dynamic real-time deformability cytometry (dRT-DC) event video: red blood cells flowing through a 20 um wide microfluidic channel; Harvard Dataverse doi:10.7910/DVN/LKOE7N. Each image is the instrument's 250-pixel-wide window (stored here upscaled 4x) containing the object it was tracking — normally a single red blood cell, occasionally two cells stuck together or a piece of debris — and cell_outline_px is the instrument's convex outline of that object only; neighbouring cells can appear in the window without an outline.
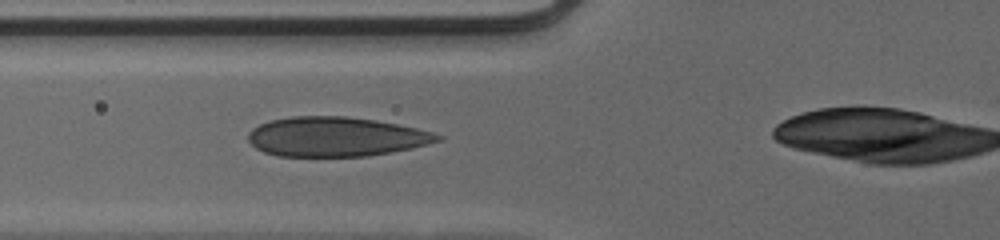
{"species": "human", "species_latin": "Homo sapiens", "temperature_condition": "cold", "stored_images_in_passage": 42, "camera_frame_rate_fps": 3000, "um_per_image_px": 0.085, "donor": {"sex": "male"}, "frame": {"image": 1, "passage_image": 16, "time_ms": 5.0, "image_size_px": [1000, 240], "cell_outline_px": [[444, 140], [412, 148], [368, 156], [280, 156], [264, 152], [256, 148], [248, 140], [248, 132], [252, 128], [268, 120], [292, 116], [348, 116], [376, 120], [416, 128], [432, 132], [444, 136]], "centroid_in_image_um": [28.55, 11.61], "position_along_channel_um": 97.3, "area_um2": 43.75}}
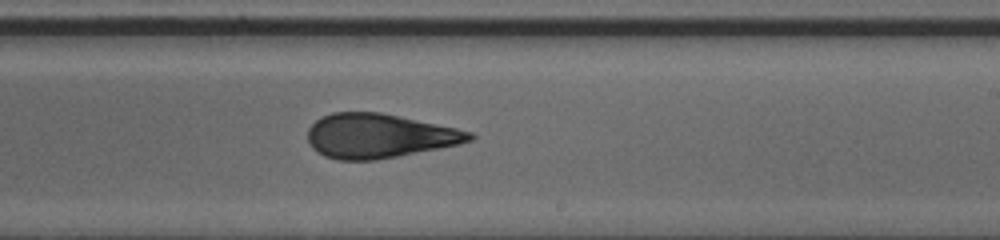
{"frame": {"image": 2, "passage_image": 28, "time_ms": 9.0, "image_size_px": [1000, 240], "cell_outline_px": [[476, 136], [472, 140], [460, 144], [376, 160], [336, 160], [324, 156], [316, 152], [308, 144], [308, 128], [320, 116], [332, 112], [380, 112], [456, 128], [472, 132]], "centroid_in_image_um": [32.18, 11.55], "position_along_channel_um": 256.8, "area_um2": 41.85}}
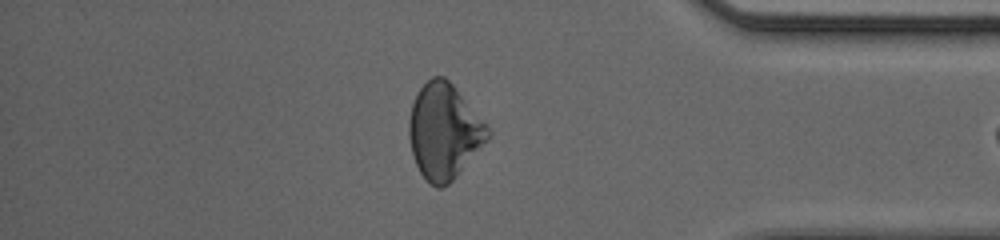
{"frame": {"image": 3, "passage_image": 40, "time_ms": 13.0, "image_size_px": [1000, 240], "cell_outline_px": [[488, 136], [452, 180], [448, 184], [440, 188], [436, 188], [428, 184], [420, 172], [412, 156], [408, 136], [408, 120], [412, 104], [420, 88], [432, 76], [444, 76], [456, 88], [488, 128]], "centroid_in_image_um": [37.66, 11.17], "position_along_channel_um": 397.5, "area_um2": 42.71}}